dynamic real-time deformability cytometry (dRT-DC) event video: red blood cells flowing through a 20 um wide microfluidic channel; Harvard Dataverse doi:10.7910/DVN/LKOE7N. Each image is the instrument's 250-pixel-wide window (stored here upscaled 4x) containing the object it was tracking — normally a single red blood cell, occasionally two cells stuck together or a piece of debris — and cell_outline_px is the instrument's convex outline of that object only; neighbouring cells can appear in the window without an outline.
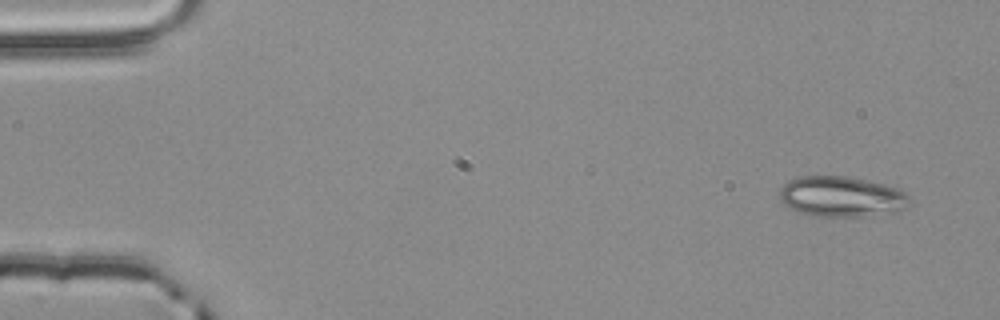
{"species": "common noctule bat (a hibernating species)", "species_latin": "Nyctalus noctula", "temperature_condition": "room temperature", "stored_images_in_passage": 54, "camera_frame_rate_fps": 3000, "um_per_image_px": 0.085, "animal": {"sex": "male", "body_mass_g": 20.4}, "frame": {"image": 1, "passage_image": 3, "time_ms": 0.667, "image_size_px": [1000, 320], "cell_outline_px": [[912, 200], [908, 204], [896, 212], [864, 216], [812, 216], [796, 212], [784, 204], [780, 200], [780, 188], [788, 180], [800, 176], [848, 176], [884, 184], [900, 188]], "centroid_in_image_um": [71.51, 16.71], "position_along_channel_um": 13.5, "area_um2": 30.87}}
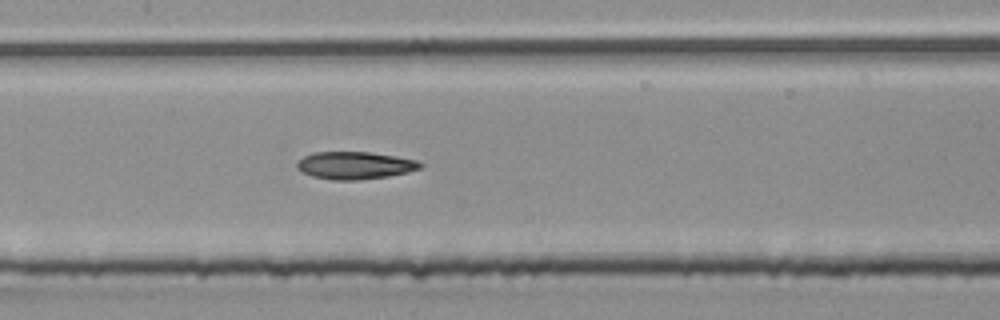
{"frame": {"image": 2, "passage_image": 26, "time_ms": 8.333, "image_size_px": [1000, 320], "cell_outline_px": [[424, 164], [420, 168], [408, 172], [388, 176], [356, 180], [332, 180], [312, 176], [296, 168], [296, 164], [304, 156], [312, 152], [368, 152], [396, 156], [416, 160]], "centroid_in_image_um": [30.16, 14.05], "position_along_channel_um": 177.2, "area_um2": 19.65}}
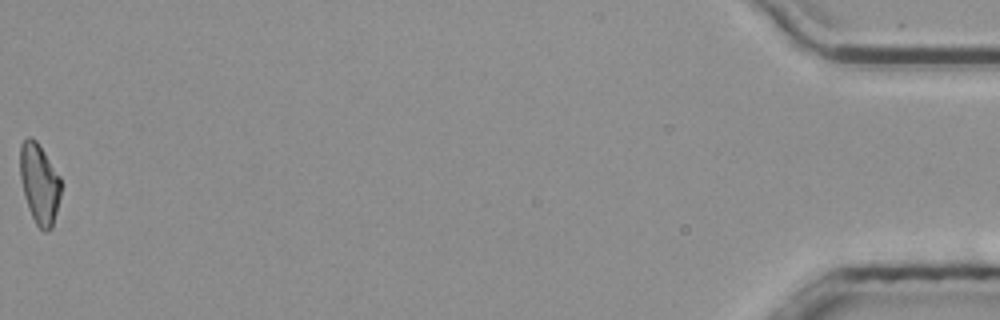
{"frame": {"image": 3, "passage_image": 54, "time_ms": 17.667, "image_size_px": [1000, 320], "cell_outline_px": [[60, 196], [52, 228], [48, 232], [44, 232], [36, 224], [28, 208], [24, 196], [20, 180], [20, 144], [28, 136], [36, 140], [60, 176]], "centroid_in_image_um": [3.33, 15.62], "position_along_channel_um": 431.9, "area_um2": 19.07}, "authors_computed_cell_mechanics": {"area_um2": 19.7098, "velocity_mm_per_s": 3.8699, "shape_relaxation_time_tau1_ms": null, "shape_relaxation_time_tau2_ms": 6.7627, "deformation_change_tau1": null, "deformation_change_tau2": 0.1563}}